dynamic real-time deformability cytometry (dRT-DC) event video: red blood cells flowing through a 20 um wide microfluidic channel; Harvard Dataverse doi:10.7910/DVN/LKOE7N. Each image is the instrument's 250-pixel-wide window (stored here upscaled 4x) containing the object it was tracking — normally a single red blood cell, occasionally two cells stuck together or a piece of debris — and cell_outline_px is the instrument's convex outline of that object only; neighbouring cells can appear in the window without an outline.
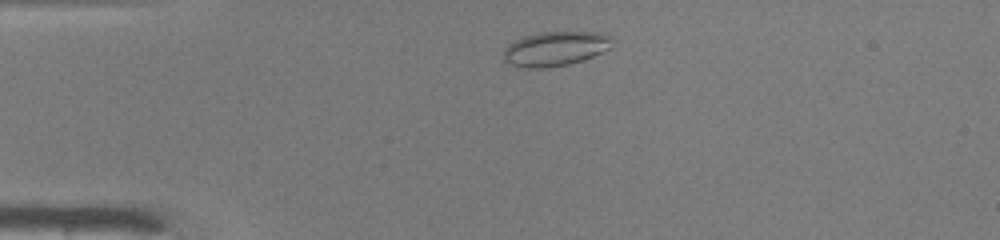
{"species": "common noctule bat (a hibernating species)", "species_latin": "Nyctalus noctula", "temperature_condition": "warm", "stored_images_in_passage": 38, "camera_frame_rate_fps": 3000, "um_per_image_px": 0.085, "animal": {"sex": "male", "body_mass_g": 19.0, "forearm_length_mm": 50.8}, "frame": {"image": 1, "passage_image": 1, "time_ms": 0.0, "image_size_px": [1000, 240], "cell_outline_px": [[612, 36], [608, 48], [592, 56], [568, 64], [540, 68], [524, 68], [512, 64], [504, 60], [504, 48], [508, 44], [524, 36], [540, 32], [604, 32]], "centroid_in_image_um": [47.17, 4.12], "position_along_channel_um": 37.8, "area_um2": 21.5}}
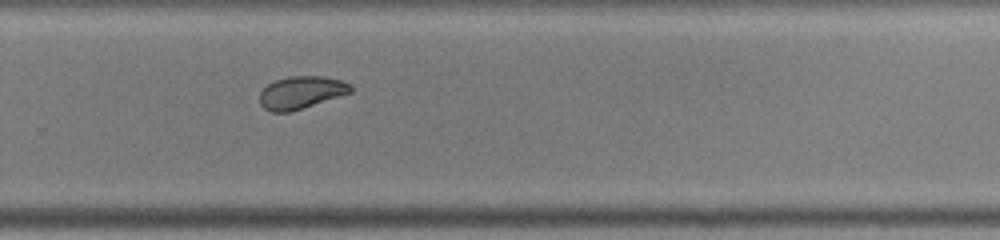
{"frame": {"image": 2, "passage_image": 23, "time_ms": 7.333, "image_size_px": [1000, 240], "cell_outline_px": [[352, 92], [288, 112], [272, 112], [264, 108], [260, 104], [260, 92], [268, 84], [276, 80], [288, 76], [324, 76], [340, 80], [352, 84]], "centroid_in_image_um": [25.59, 7.84], "position_along_channel_um": 304.2, "area_um2": 17.05}}
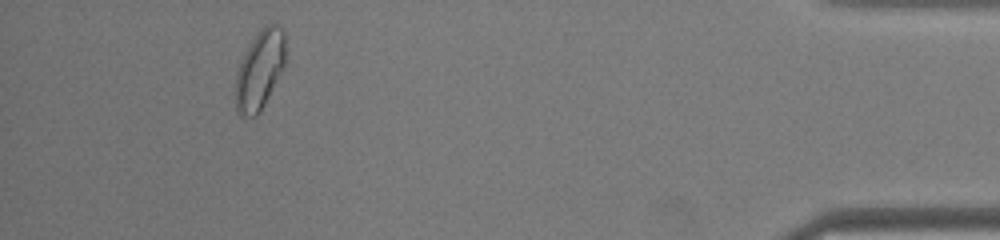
{"frame": {"image": 3, "passage_image": 35, "time_ms": 11.333, "image_size_px": [1000, 240], "cell_outline_px": [[284, 68], [260, 112], [256, 116], [244, 116], [236, 108], [236, 72], [240, 60], [248, 44], [264, 24], [276, 24], [284, 32]], "centroid_in_image_um": [22.07, 5.91], "position_along_channel_um": 413.1, "area_um2": 22.89}, "authors_computed_cell_mechanics": {"area_um2": 18.6694, "velocity_mm_per_s": 4.1531, "shape_relaxation_time_tau1_ms": null, "shape_relaxation_time_tau2_ms": 1.376, "deformation_change_tau1": null, "deformation_change_tau2": 0.057}}